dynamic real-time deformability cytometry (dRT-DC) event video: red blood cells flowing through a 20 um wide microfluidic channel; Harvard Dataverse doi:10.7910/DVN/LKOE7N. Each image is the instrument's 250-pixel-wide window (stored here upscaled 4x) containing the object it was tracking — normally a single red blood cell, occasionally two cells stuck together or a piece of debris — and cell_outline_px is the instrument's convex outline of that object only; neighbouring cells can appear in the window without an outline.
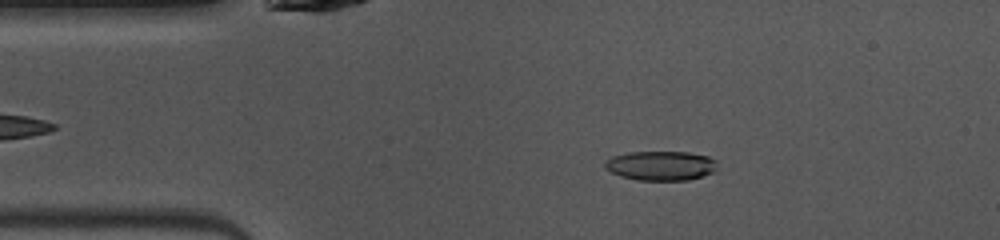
{"species": "common noctule bat (a hibernating species)", "species_latin": "Nyctalus noctula", "temperature_condition": "warm", "stored_images_in_passage": 36, "camera_frame_rate_fps": 3000, "um_per_image_px": 0.085, "animal": {"sex": "female", "body_mass_g": 10.0, "forearm_length_mm": 53.1}, "frame": {"image": 1, "passage_image": 2, "time_ms": 0.333, "image_size_px": [1000, 240], "cell_outline_px": [[716, 168], [712, 172], [688, 180], [636, 180], [620, 176], [604, 168], [604, 160], [612, 156], [628, 152], [688, 152], [708, 156], [716, 160]], "centroid_in_image_um": [56.12, 14.07], "position_along_channel_um": 28.9, "area_um2": 19.31}}
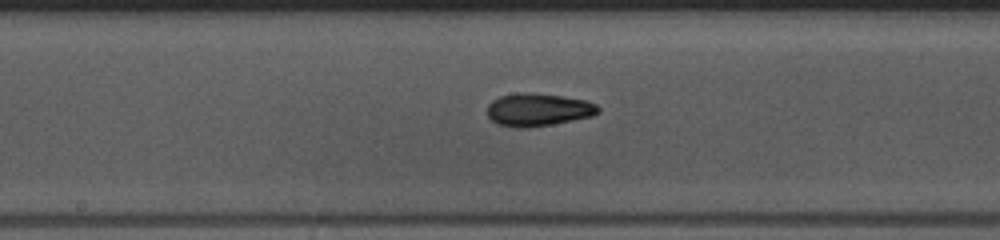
{"frame": {"image": 2, "passage_image": 17, "time_ms": 5.333, "image_size_px": [1000, 240], "cell_outline_px": [[600, 112], [592, 116], [552, 124], [528, 128], [516, 128], [496, 124], [488, 116], [488, 104], [492, 100], [500, 96], [516, 92], [532, 92], [564, 96], [588, 100], [596, 104], [600, 108]], "centroid_in_image_um": [45.74, 9.31], "position_along_channel_um": 202.5, "area_um2": 21.56}}
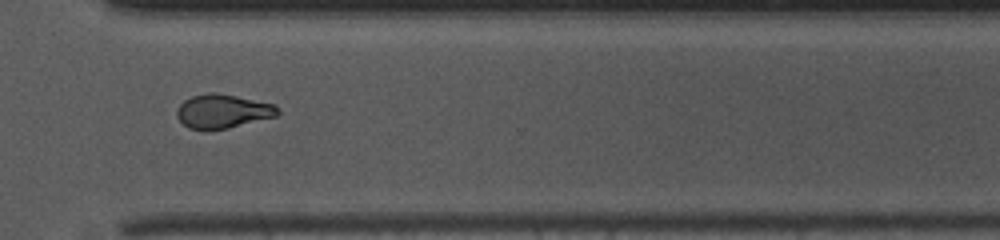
{"frame": {"image": 3, "passage_image": 28, "time_ms": 9.0, "image_size_px": [1000, 240], "cell_outline_px": [[280, 112], [276, 116], [228, 128], [208, 132], [188, 128], [176, 116], [176, 108], [184, 100], [192, 96], [208, 92], [216, 92], [276, 104], [280, 108]], "centroid_in_image_um": [18.91, 9.47], "position_along_channel_um": 351.7, "area_um2": 20.35}, "authors_computed_cell_mechanics": {"area_um2": 19.7676, "velocity_mm_per_s": 4.0874, "shape_relaxation_time_tau1_ms": 3.8385, "shape_relaxation_time_tau2_ms": 2.0322, "deformation_change_tau1": 0.1743, "deformation_change_tau2": 0.0805}}